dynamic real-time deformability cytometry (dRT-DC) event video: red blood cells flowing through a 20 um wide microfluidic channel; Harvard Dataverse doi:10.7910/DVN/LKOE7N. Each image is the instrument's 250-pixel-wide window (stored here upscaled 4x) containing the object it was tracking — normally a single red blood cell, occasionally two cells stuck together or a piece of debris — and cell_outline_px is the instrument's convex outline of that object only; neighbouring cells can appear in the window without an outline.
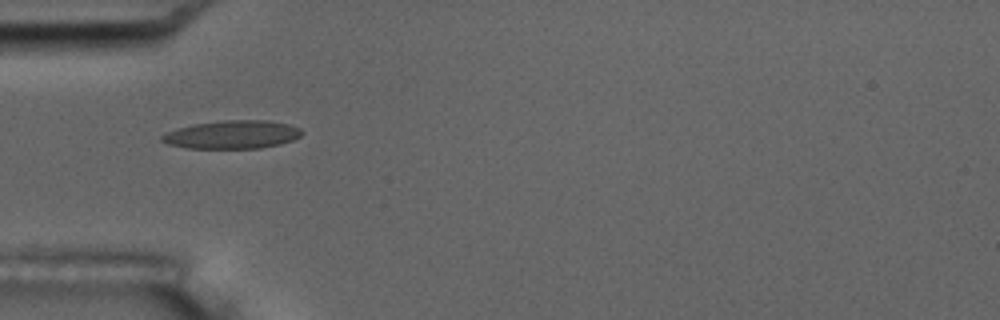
{"species": "common noctule bat (a hibernating species)", "species_latin": "Nyctalus noctula", "temperature_condition": "room temperature", "stored_images_in_passage": 6, "camera_frame_rate_fps": 3000, "um_per_image_px": 0.085, "animal": {"sex": "male", "body_mass_g": 17.5, "forearm_length_mm": 52.3}, "frame": {"image": 1, "passage_image": 5, "time_ms": 5.333, "image_size_px": [1000, 320], "cell_outline_px": [[304, 132], [300, 136], [292, 140], [280, 144], [260, 148], [188, 148], [168, 144], [160, 140], [160, 136], [176, 128], [192, 124], [224, 120], [268, 120], [288, 124], [300, 128]], "centroid_in_image_um": [19.74, 11.43], "position_along_channel_um": 65.3, "area_um2": 23.06}}